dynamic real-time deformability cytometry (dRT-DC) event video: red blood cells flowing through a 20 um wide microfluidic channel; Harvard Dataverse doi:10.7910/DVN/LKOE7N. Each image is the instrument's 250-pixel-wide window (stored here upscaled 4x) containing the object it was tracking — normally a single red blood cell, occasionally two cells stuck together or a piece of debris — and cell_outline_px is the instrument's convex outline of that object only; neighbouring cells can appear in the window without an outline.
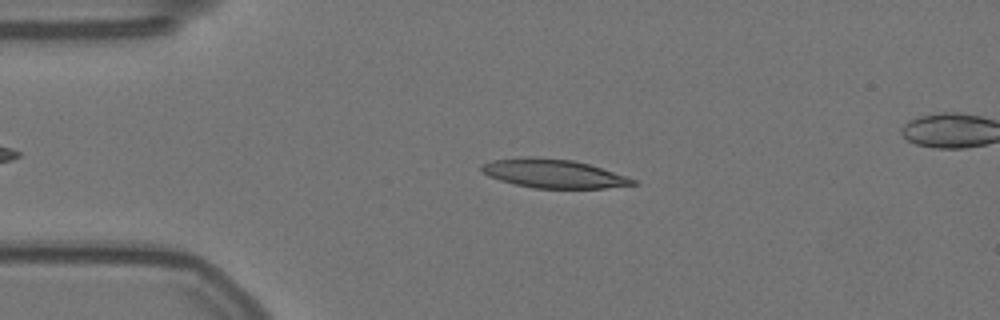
{"species": "Egyptian fruit bat (a non-hibernating species)", "species_latin": "Rousettus aegyptiacus", "temperature_condition": "warm", "stored_images_in_passage": 56, "segment_of_instrument_passage": [1, 2], "camera_frame_rate_fps": 3000, "um_per_image_px": 0.085, "animal": {"sex": "female"}, "frame": {"image": 1, "passage_image": 11, "time_ms": 3.333, "image_size_px": [1000, 320], "cell_outline_px": [[640, 184], [604, 188], [536, 188], [516, 184], [500, 180], [488, 176], [480, 168], [480, 164], [492, 160], [528, 156], [532, 156], [572, 160], [588, 164], [636, 180]], "centroid_in_image_um": [47.01, 14.75], "position_along_channel_um": 38.0, "area_um2": 25.09}}
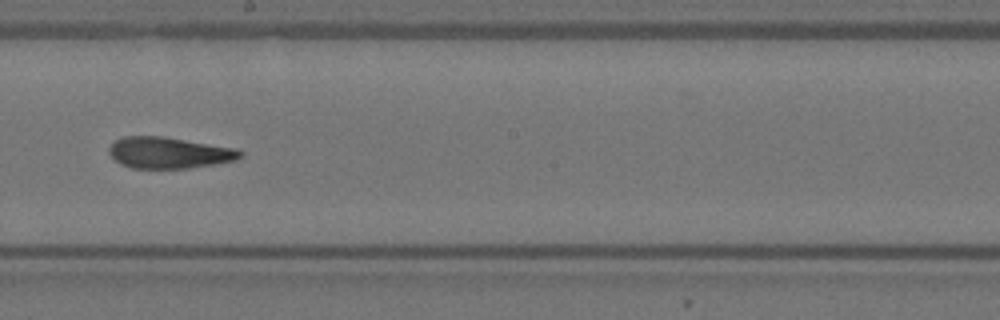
{"frame": {"image": 2, "passage_image": 30, "time_ms": 9.667, "image_size_px": [1000, 320], "cell_outline_px": [[244, 156], [236, 160], [188, 168], [132, 168], [120, 164], [108, 152], [108, 148], [116, 140], [124, 136], [164, 136], [236, 148], [244, 152]], "centroid_in_image_um": [14.38, 12.97], "position_along_channel_um": 233.8, "area_um2": 23.93}}
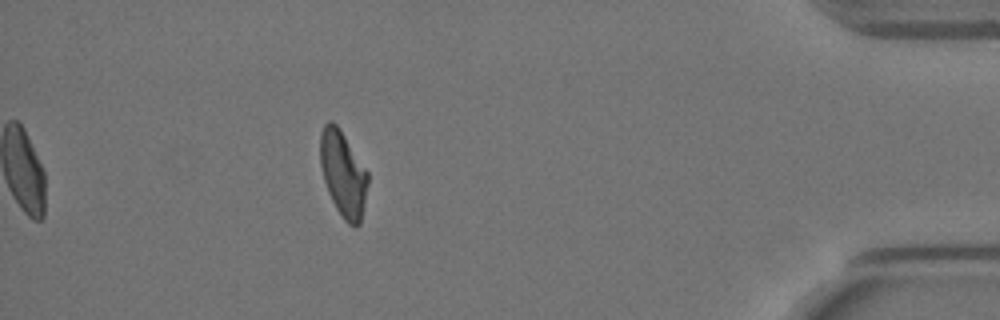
{"frame": {"image": 3, "passage_image": 49, "time_ms": 16.0, "image_size_px": [1000, 320], "cell_outline_px": [[368, 184], [360, 224], [356, 228], [348, 224], [344, 220], [336, 208], [328, 192], [324, 180], [320, 164], [320, 132], [324, 124], [328, 120], [332, 120], [340, 128], [368, 172]], "centroid_in_image_um": [29.16, 14.76], "position_along_channel_um": 406.0, "area_um2": 23.87}}